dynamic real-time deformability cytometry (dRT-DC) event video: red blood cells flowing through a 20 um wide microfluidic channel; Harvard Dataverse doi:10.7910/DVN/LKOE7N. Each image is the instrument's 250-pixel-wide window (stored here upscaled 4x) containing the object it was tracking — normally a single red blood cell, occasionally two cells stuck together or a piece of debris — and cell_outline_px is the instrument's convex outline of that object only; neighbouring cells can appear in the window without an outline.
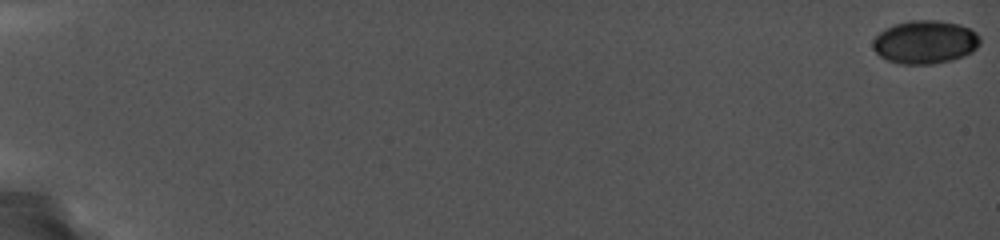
{"species": "common noctule bat (a hibernating species)", "species_latin": "Nyctalus noctula", "temperature_condition": "cold", "stored_images_in_passage": 37, "camera_frame_rate_fps": 5000, "um_per_image_px": 0.085, "animal": {"sex": "female", "body_mass_g": 19.0, "forearm_length_mm": 56.7}, "frame": {"image": 1, "passage_image": 1, "time_ms": 0.0, "image_size_px": [1000, 240], "cell_outline_px": [[980, 44], [972, 52], [964, 56], [952, 60], [932, 64], [900, 64], [888, 60], [880, 56], [872, 48], [872, 40], [880, 32], [896, 24], [908, 20], [936, 20], [960, 24], [976, 32], [980, 36]], "centroid_in_image_um": [78.65, 3.58], "position_along_channel_um": 6.4, "area_um2": 27.11}}
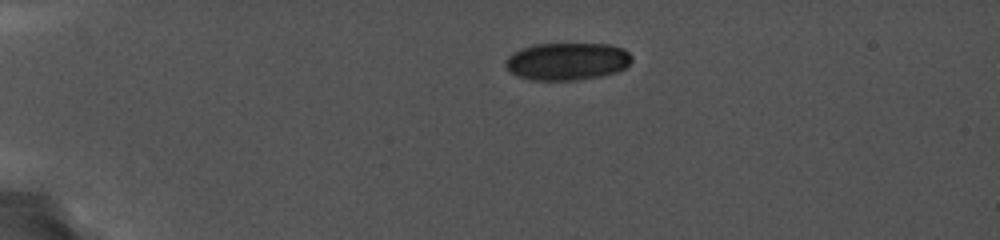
{"frame": {"image": 2, "passage_image": 25, "time_ms": 4.8, "image_size_px": [1000, 240], "cell_outline_px": [[632, 60], [624, 68], [616, 72], [600, 76], [576, 80], [532, 80], [516, 76], [508, 72], [504, 64], [504, 60], [512, 52], [520, 48], [536, 44], [612, 44], [624, 48], [632, 56]], "centroid_in_image_um": [48.16, 5.21], "position_along_channel_um": 36.8, "area_um2": 27.92}}